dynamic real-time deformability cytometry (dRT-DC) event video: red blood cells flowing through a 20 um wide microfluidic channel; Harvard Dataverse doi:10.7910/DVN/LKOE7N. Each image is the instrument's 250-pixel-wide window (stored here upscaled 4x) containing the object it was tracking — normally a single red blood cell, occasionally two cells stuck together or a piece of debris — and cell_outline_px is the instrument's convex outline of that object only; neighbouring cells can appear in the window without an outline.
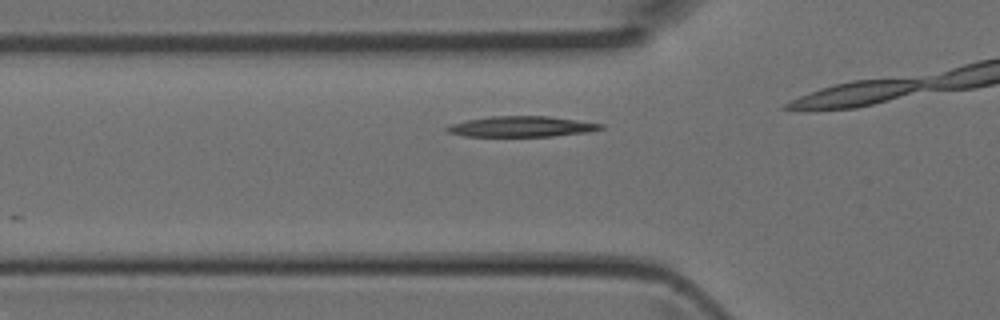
{"species": "Egyptian fruit bat (a non-hibernating species)", "species_latin": "Rousettus aegyptiacus", "temperature_condition": "room temperature", "stored_images_in_passage": 11, "camera_frame_rate_fps": 3000, "um_per_image_px": 0.085, "animal": {"sex": "female"}, "frame": {"image": 1, "passage_image": 4, "time_ms": 1.0, "image_size_px": [1000, 320], "cell_outline_px": [[604, 128], [592, 132], [552, 136], [464, 136], [448, 132], [444, 128], [452, 124], [468, 120], [492, 116], [548, 116], [604, 124]], "centroid_in_image_um": [44.38, 10.76], "position_along_channel_um": 81.4, "area_um2": 18.38}}
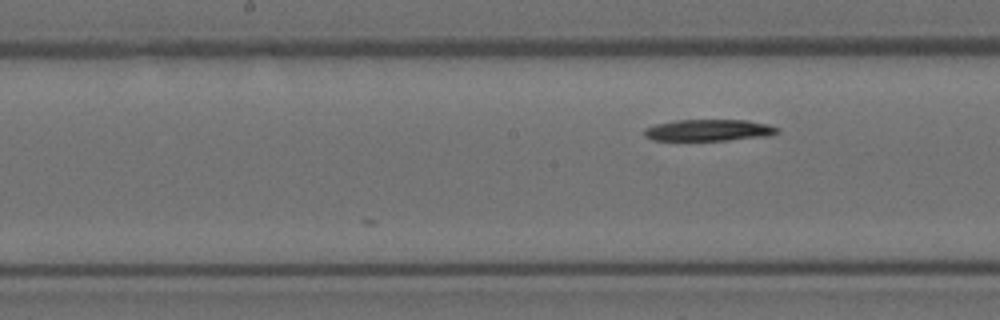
{"frame": {"image": 2, "passage_image": 11, "time_ms": 3.333, "image_size_px": [1000, 320], "cell_outline_px": [[780, 132], [768, 136], [728, 140], [652, 140], [644, 136], [644, 128], [656, 124], [676, 120], [748, 120], [768, 124], [780, 128]], "centroid_in_image_um": [60.27, 11.06], "position_along_channel_um": 187.9, "area_um2": 16.82}}